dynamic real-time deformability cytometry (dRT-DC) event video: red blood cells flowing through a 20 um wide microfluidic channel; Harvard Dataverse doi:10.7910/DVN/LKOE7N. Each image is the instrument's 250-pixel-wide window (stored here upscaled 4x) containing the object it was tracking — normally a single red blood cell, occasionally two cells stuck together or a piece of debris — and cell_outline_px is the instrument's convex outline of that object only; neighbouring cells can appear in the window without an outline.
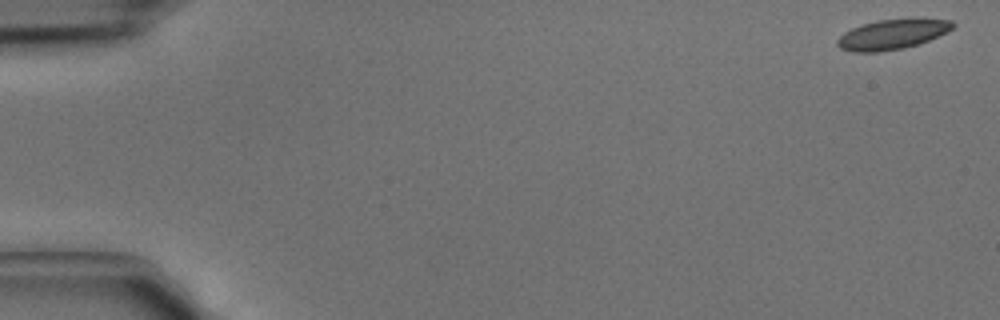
{"species": "common noctule bat (a hibernating species)", "species_latin": "Nyctalus noctula", "temperature_condition": "cold", "stored_images_in_passage": 43, "camera_frame_rate_fps": 3000, "um_per_image_px": 0.085, "animal": {"sex": "male", "body_mass_g": 15.6}, "frame": {"image": 1, "passage_image": 1, "time_ms": 0.0, "image_size_px": [1000, 320], "cell_outline_px": [[956, 24], [948, 32], [928, 40], [904, 48], [876, 52], [852, 52], [840, 48], [836, 44], [836, 40], [844, 32], [860, 24], [876, 20], [952, 20]], "centroid_in_image_um": [75.77, 2.94], "position_along_channel_um": 9.2, "area_um2": 19.77}}
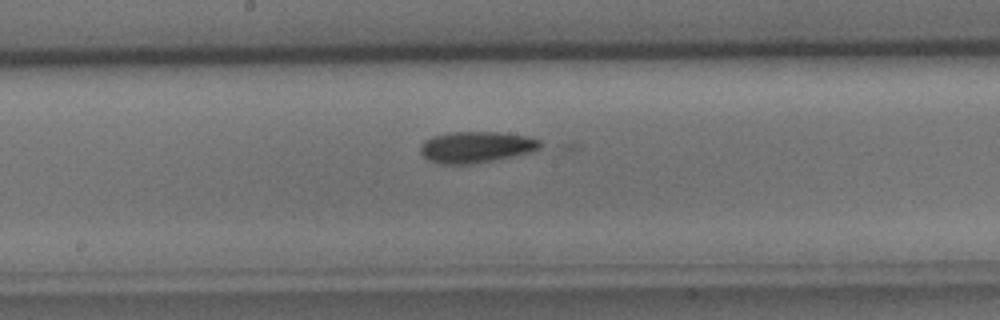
{"frame": {"image": 2, "passage_image": 23, "time_ms": 7.333, "image_size_px": [1000, 320], "cell_outline_px": [[548, 144], [532, 152], [476, 164], [440, 164], [428, 160], [420, 152], [420, 144], [424, 140], [432, 136], [452, 132], [500, 132], [528, 136], [540, 140]], "centroid_in_image_um": [40.52, 12.5], "position_along_channel_um": 207.7, "area_um2": 22.25}}
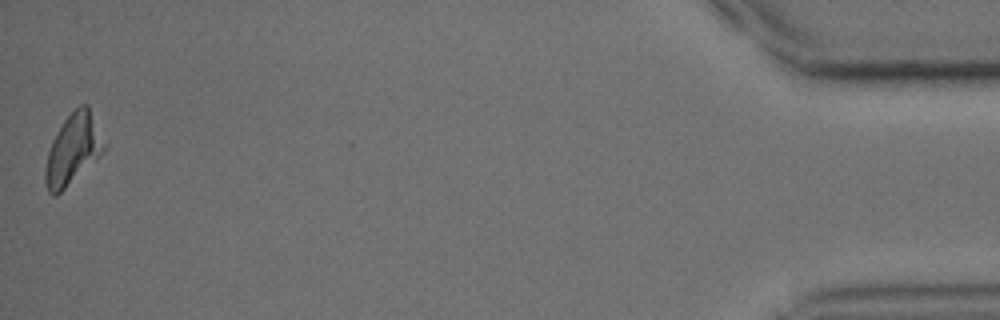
{"frame": {"image": 3, "passage_image": 43, "time_ms": 14.0, "image_size_px": [1000, 320], "cell_outline_px": [[108, 148], [100, 156], [56, 196], [52, 196], [48, 192], [44, 180], [44, 168], [48, 152], [52, 140], [64, 120], [80, 104], [88, 104], [108, 144]], "centroid_in_image_um": [6.23, 12.68], "position_along_channel_um": 429.0, "area_um2": 24.39}}